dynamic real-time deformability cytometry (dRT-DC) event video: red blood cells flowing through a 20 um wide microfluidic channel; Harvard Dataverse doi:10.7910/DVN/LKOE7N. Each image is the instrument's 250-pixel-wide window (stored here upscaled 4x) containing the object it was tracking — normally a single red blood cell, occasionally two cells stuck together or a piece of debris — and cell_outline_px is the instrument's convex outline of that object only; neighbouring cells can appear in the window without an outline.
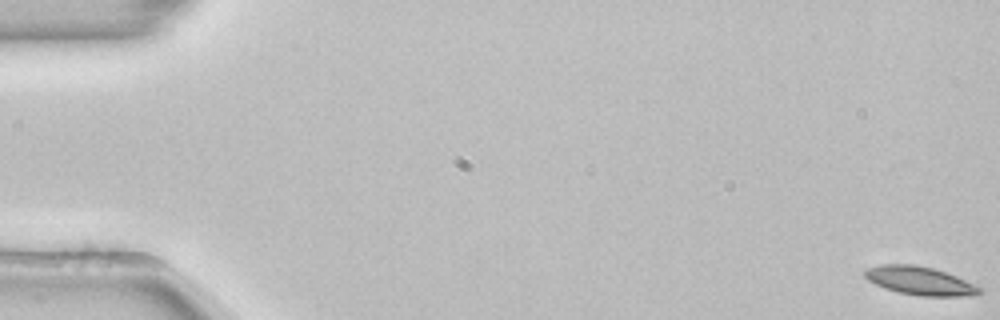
{"species": "common noctule bat (a hibernating species)", "species_latin": "Nyctalus noctula", "temperature_condition": "room temperature", "stored_images_in_passage": 14, "camera_frame_rate_fps": 3000, "um_per_image_px": 0.085, "animal": {"sex": "female", "body_mass_g": 22.7, "forearm_length_mm": 54.2}, "frame": {"image": 1, "passage_image": 1, "time_ms": 0.0, "image_size_px": [1000, 320], "cell_outline_px": [[984, 288], [976, 296], [920, 296], [900, 292], [884, 288], [868, 280], [864, 276], [864, 272], [868, 268], [880, 264], [912, 264], [932, 268], [956, 276]], "centroid_in_image_um": [78.22, 23.87], "position_along_channel_um": 6.8, "area_um2": 18.96}}
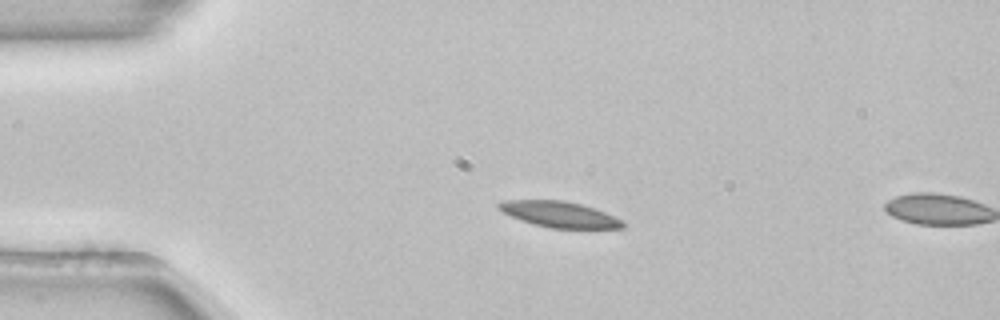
{"frame": {"image": 2, "passage_image": 13, "time_ms": 4.0, "image_size_px": [1000, 320], "cell_outline_px": [[628, 224], [624, 228], [552, 228], [520, 220], [496, 208], [496, 204], [504, 200], [564, 200], [580, 204], [604, 212]], "centroid_in_image_um": [47.53, 18.21], "position_along_channel_um": 37.5, "area_um2": 18.44}}